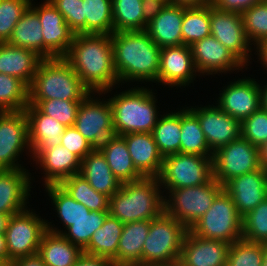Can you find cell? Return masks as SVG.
<instances>
[{
  "label": "cell",
  "instance_id": "22",
  "mask_svg": "<svg viewBox=\"0 0 267 266\" xmlns=\"http://www.w3.org/2000/svg\"><path fill=\"white\" fill-rule=\"evenodd\" d=\"M230 243L202 238L187 230L179 261L184 266H226Z\"/></svg>",
  "mask_w": 267,
  "mask_h": 266
},
{
  "label": "cell",
  "instance_id": "56",
  "mask_svg": "<svg viewBox=\"0 0 267 266\" xmlns=\"http://www.w3.org/2000/svg\"><path fill=\"white\" fill-rule=\"evenodd\" d=\"M0 258L8 265L7 242L4 233H0Z\"/></svg>",
  "mask_w": 267,
  "mask_h": 266
},
{
  "label": "cell",
  "instance_id": "29",
  "mask_svg": "<svg viewBox=\"0 0 267 266\" xmlns=\"http://www.w3.org/2000/svg\"><path fill=\"white\" fill-rule=\"evenodd\" d=\"M90 186L97 192L112 197L122 183L112 173L105 156L95 148L82 161L80 172Z\"/></svg>",
  "mask_w": 267,
  "mask_h": 266
},
{
  "label": "cell",
  "instance_id": "11",
  "mask_svg": "<svg viewBox=\"0 0 267 266\" xmlns=\"http://www.w3.org/2000/svg\"><path fill=\"white\" fill-rule=\"evenodd\" d=\"M212 167L213 177L224 186L234 177L261 169L258 147L241 136L213 152Z\"/></svg>",
  "mask_w": 267,
  "mask_h": 266
},
{
  "label": "cell",
  "instance_id": "39",
  "mask_svg": "<svg viewBox=\"0 0 267 266\" xmlns=\"http://www.w3.org/2000/svg\"><path fill=\"white\" fill-rule=\"evenodd\" d=\"M85 34H106L114 32L112 0H83Z\"/></svg>",
  "mask_w": 267,
  "mask_h": 266
},
{
  "label": "cell",
  "instance_id": "41",
  "mask_svg": "<svg viewBox=\"0 0 267 266\" xmlns=\"http://www.w3.org/2000/svg\"><path fill=\"white\" fill-rule=\"evenodd\" d=\"M45 190L48 192L50 199H52V205L55 207L53 210L58 213L59 220L65 226L64 229L71 226L72 222L85 217L86 214H90V210L69 196L59 184L46 185Z\"/></svg>",
  "mask_w": 267,
  "mask_h": 266
},
{
  "label": "cell",
  "instance_id": "32",
  "mask_svg": "<svg viewBox=\"0 0 267 266\" xmlns=\"http://www.w3.org/2000/svg\"><path fill=\"white\" fill-rule=\"evenodd\" d=\"M83 251L60 234L46 231L38 254L47 266H74Z\"/></svg>",
  "mask_w": 267,
  "mask_h": 266
},
{
  "label": "cell",
  "instance_id": "58",
  "mask_svg": "<svg viewBox=\"0 0 267 266\" xmlns=\"http://www.w3.org/2000/svg\"><path fill=\"white\" fill-rule=\"evenodd\" d=\"M260 93H261V107L264 110H267V83L263 87L260 85Z\"/></svg>",
  "mask_w": 267,
  "mask_h": 266
},
{
  "label": "cell",
  "instance_id": "6",
  "mask_svg": "<svg viewBox=\"0 0 267 266\" xmlns=\"http://www.w3.org/2000/svg\"><path fill=\"white\" fill-rule=\"evenodd\" d=\"M187 228L163 212L150 220V229L142 250V266H164L180 259Z\"/></svg>",
  "mask_w": 267,
  "mask_h": 266
},
{
  "label": "cell",
  "instance_id": "52",
  "mask_svg": "<svg viewBox=\"0 0 267 266\" xmlns=\"http://www.w3.org/2000/svg\"><path fill=\"white\" fill-rule=\"evenodd\" d=\"M74 266H115L110 259L82 253Z\"/></svg>",
  "mask_w": 267,
  "mask_h": 266
},
{
  "label": "cell",
  "instance_id": "54",
  "mask_svg": "<svg viewBox=\"0 0 267 266\" xmlns=\"http://www.w3.org/2000/svg\"><path fill=\"white\" fill-rule=\"evenodd\" d=\"M211 3V0H169V4L184 7H201Z\"/></svg>",
  "mask_w": 267,
  "mask_h": 266
},
{
  "label": "cell",
  "instance_id": "9",
  "mask_svg": "<svg viewBox=\"0 0 267 266\" xmlns=\"http://www.w3.org/2000/svg\"><path fill=\"white\" fill-rule=\"evenodd\" d=\"M213 178L212 156L176 153L163 157V165L158 179L161 189L199 186ZM163 185V186H162Z\"/></svg>",
  "mask_w": 267,
  "mask_h": 266
},
{
  "label": "cell",
  "instance_id": "27",
  "mask_svg": "<svg viewBox=\"0 0 267 266\" xmlns=\"http://www.w3.org/2000/svg\"><path fill=\"white\" fill-rule=\"evenodd\" d=\"M42 58L34 51L0 43V73L15 76L31 85Z\"/></svg>",
  "mask_w": 267,
  "mask_h": 266
},
{
  "label": "cell",
  "instance_id": "1",
  "mask_svg": "<svg viewBox=\"0 0 267 266\" xmlns=\"http://www.w3.org/2000/svg\"><path fill=\"white\" fill-rule=\"evenodd\" d=\"M63 58L82 83L99 96L109 93L119 83L114 67L111 35L74 34L69 51Z\"/></svg>",
  "mask_w": 267,
  "mask_h": 266
},
{
  "label": "cell",
  "instance_id": "21",
  "mask_svg": "<svg viewBox=\"0 0 267 266\" xmlns=\"http://www.w3.org/2000/svg\"><path fill=\"white\" fill-rule=\"evenodd\" d=\"M239 214L244 217L267 198V170L237 176L224 185Z\"/></svg>",
  "mask_w": 267,
  "mask_h": 266
},
{
  "label": "cell",
  "instance_id": "59",
  "mask_svg": "<svg viewBox=\"0 0 267 266\" xmlns=\"http://www.w3.org/2000/svg\"><path fill=\"white\" fill-rule=\"evenodd\" d=\"M11 215L0 213V233H5Z\"/></svg>",
  "mask_w": 267,
  "mask_h": 266
},
{
  "label": "cell",
  "instance_id": "13",
  "mask_svg": "<svg viewBox=\"0 0 267 266\" xmlns=\"http://www.w3.org/2000/svg\"><path fill=\"white\" fill-rule=\"evenodd\" d=\"M90 92L81 102L74 127L98 148L105 140L115 135L113 128V112L109 99H95Z\"/></svg>",
  "mask_w": 267,
  "mask_h": 266
},
{
  "label": "cell",
  "instance_id": "5",
  "mask_svg": "<svg viewBox=\"0 0 267 266\" xmlns=\"http://www.w3.org/2000/svg\"><path fill=\"white\" fill-rule=\"evenodd\" d=\"M91 91L63 57L42 59L29 86V100H83Z\"/></svg>",
  "mask_w": 267,
  "mask_h": 266
},
{
  "label": "cell",
  "instance_id": "24",
  "mask_svg": "<svg viewBox=\"0 0 267 266\" xmlns=\"http://www.w3.org/2000/svg\"><path fill=\"white\" fill-rule=\"evenodd\" d=\"M24 112L28 119L31 157L34 160L42 151L61 143L66 127L42 113L35 105L28 104Z\"/></svg>",
  "mask_w": 267,
  "mask_h": 266
},
{
  "label": "cell",
  "instance_id": "48",
  "mask_svg": "<svg viewBox=\"0 0 267 266\" xmlns=\"http://www.w3.org/2000/svg\"><path fill=\"white\" fill-rule=\"evenodd\" d=\"M241 136L256 147L267 142V110L260 107L241 122Z\"/></svg>",
  "mask_w": 267,
  "mask_h": 266
},
{
  "label": "cell",
  "instance_id": "51",
  "mask_svg": "<svg viewBox=\"0 0 267 266\" xmlns=\"http://www.w3.org/2000/svg\"><path fill=\"white\" fill-rule=\"evenodd\" d=\"M260 1L261 0H211V4L220 10L242 14L246 9L251 8Z\"/></svg>",
  "mask_w": 267,
  "mask_h": 266
},
{
  "label": "cell",
  "instance_id": "14",
  "mask_svg": "<svg viewBox=\"0 0 267 266\" xmlns=\"http://www.w3.org/2000/svg\"><path fill=\"white\" fill-rule=\"evenodd\" d=\"M210 30L212 36L229 49L245 66H249L247 63L252 55V46L246 37L240 13L220 10L210 3Z\"/></svg>",
  "mask_w": 267,
  "mask_h": 266
},
{
  "label": "cell",
  "instance_id": "38",
  "mask_svg": "<svg viewBox=\"0 0 267 266\" xmlns=\"http://www.w3.org/2000/svg\"><path fill=\"white\" fill-rule=\"evenodd\" d=\"M59 185L88 210L109 211V197L94 190L81 174H74L62 180Z\"/></svg>",
  "mask_w": 267,
  "mask_h": 266
},
{
  "label": "cell",
  "instance_id": "25",
  "mask_svg": "<svg viewBox=\"0 0 267 266\" xmlns=\"http://www.w3.org/2000/svg\"><path fill=\"white\" fill-rule=\"evenodd\" d=\"M43 170L44 186L59 184L62 180L80 172L81 159L61 144L42 151L34 160Z\"/></svg>",
  "mask_w": 267,
  "mask_h": 266
},
{
  "label": "cell",
  "instance_id": "62",
  "mask_svg": "<svg viewBox=\"0 0 267 266\" xmlns=\"http://www.w3.org/2000/svg\"><path fill=\"white\" fill-rule=\"evenodd\" d=\"M164 266H184L180 261L173 262L171 264H166Z\"/></svg>",
  "mask_w": 267,
  "mask_h": 266
},
{
  "label": "cell",
  "instance_id": "15",
  "mask_svg": "<svg viewBox=\"0 0 267 266\" xmlns=\"http://www.w3.org/2000/svg\"><path fill=\"white\" fill-rule=\"evenodd\" d=\"M32 2L30 6L36 11L42 26L44 59L64 57L72 44L74 33L49 0H44L38 6Z\"/></svg>",
  "mask_w": 267,
  "mask_h": 266
},
{
  "label": "cell",
  "instance_id": "4",
  "mask_svg": "<svg viewBox=\"0 0 267 266\" xmlns=\"http://www.w3.org/2000/svg\"><path fill=\"white\" fill-rule=\"evenodd\" d=\"M154 94L152 89L142 86L132 87L109 98L115 135L152 133L160 115Z\"/></svg>",
  "mask_w": 267,
  "mask_h": 266
},
{
  "label": "cell",
  "instance_id": "45",
  "mask_svg": "<svg viewBox=\"0 0 267 266\" xmlns=\"http://www.w3.org/2000/svg\"><path fill=\"white\" fill-rule=\"evenodd\" d=\"M263 254L264 243L242 238L230 245L226 266H262Z\"/></svg>",
  "mask_w": 267,
  "mask_h": 266
},
{
  "label": "cell",
  "instance_id": "33",
  "mask_svg": "<svg viewBox=\"0 0 267 266\" xmlns=\"http://www.w3.org/2000/svg\"><path fill=\"white\" fill-rule=\"evenodd\" d=\"M7 43L34 51L44 59L42 26L36 11L31 6L27 8L15 25Z\"/></svg>",
  "mask_w": 267,
  "mask_h": 266
},
{
  "label": "cell",
  "instance_id": "34",
  "mask_svg": "<svg viewBox=\"0 0 267 266\" xmlns=\"http://www.w3.org/2000/svg\"><path fill=\"white\" fill-rule=\"evenodd\" d=\"M123 225V222L109 214L104 224L93 233L83 253L113 261L117 256V248L123 231Z\"/></svg>",
  "mask_w": 267,
  "mask_h": 266
},
{
  "label": "cell",
  "instance_id": "36",
  "mask_svg": "<svg viewBox=\"0 0 267 266\" xmlns=\"http://www.w3.org/2000/svg\"><path fill=\"white\" fill-rule=\"evenodd\" d=\"M185 108L181 109L180 152L199 156H213L197 116L189 107Z\"/></svg>",
  "mask_w": 267,
  "mask_h": 266
},
{
  "label": "cell",
  "instance_id": "42",
  "mask_svg": "<svg viewBox=\"0 0 267 266\" xmlns=\"http://www.w3.org/2000/svg\"><path fill=\"white\" fill-rule=\"evenodd\" d=\"M29 104V86L21 79L0 73V112L24 111Z\"/></svg>",
  "mask_w": 267,
  "mask_h": 266
},
{
  "label": "cell",
  "instance_id": "43",
  "mask_svg": "<svg viewBox=\"0 0 267 266\" xmlns=\"http://www.w3.org/2000/svg\"><path fill=\"white\" fill-rule=\"evenodd\" d=\"M81 102L82 100H29V104L35 105L42 113L56 119L65 127L74 126Z\"/></svg>",
  "mask_w": 267,
  "mask_h": 266
},
{
  "label": "cell",
  "instance_id": "53",
  "mask_svg": "<svg viewBox=\"0 0 267 266\" xmlns=\"http://www.w3.org/2000/svg\"><path fill=\"white\" fill-rule=\"evenodd\" d=\"M9 266H47L42 257L36 253L34 255L17 258L10 262Z\"/></svg>",
  "mask_w": 267,
  "mask_h": 266
},
{
  "label": "cell",
  "instance_id": "2",
  "mask_svg": "<svg viewBox=\"0 0 267 266\" xmlns=\"http://www.w3.org/2000/svg\"><path fill=\"white\" fill-rule=\"evenodd\" d=\"M111 43L118 85L130 81L158 84L161 48L145 31L113 32Z\"/></svg>",
  "mask_w": 267,
  "mask_h": 266
},
{
  "label": "cell",
  "instance_id": "31",
  "mask_svg": "<svg viewBox=\"0 0 267 266\" xmlns=\"http://www.w3.org/2000/svg\"><path fill=\"white\" fill-rule=\"evenodd\" d=\"M150 11L144 0H112L114 32L145 31Z\"/></svg>",
  "mask_w": 267,
  "mask_h": 266
},
{
  "label": "cell",
  "instance_id": "30",
  "mask_svg": "<svg viewBox=\"0 0 267 266\" xmlns=\"http://www.w3.org/2000/svg\"><path fill=\"white\" fill-rule=\"evenodd\" d=\"M98 149L105 156L112 173L121 183L136 181L143 178L136 170L125 139L122 136H111L109 139L105 140Z\"/></svg>",
  "mask_w": 267,
  "mask_h": 266
},
{
  "label": "cell",
  "instance_id": "37",
  "mask_svg": "<svg viewBox=\"0 0 267 266\" xmlns=\"http://www.w3.org/2000/svg\"><path fill=\"white\" fill-rule=\"evenodd\" d=\"M159 153L165 157L180 152L181 109L160 115L152 131Z\"/></svg>",
  "mask_w": 267,
  "mask_h": 266
},
{
  "label": "cell",
  "instance_id": "60",
  "mask_svg": "<svg viewBox=\"0 0 267 266\" xmlns=\"http://www.w3.org/2000/svg\"><path fill=\"white\" fill-rule=\"evenodd\" d=\"M144 2L148 4L151 8L169 4V0H144Z\"/></svg>",
  "mask_w": 267,
  "mask_h": 266
},
{
  "label": "cell",
  "instance_id": "46",
  "mask_svg": "<svg viewBox=\"0 0 267 266\" xmlns=\"http://www.w3.org/2000/svg\"><path fill=\"white\" fill-rule=\"evenodd\" d=\"M242 238L267 244V198L243 217Z\"/></svg>",
  "mask_w": 267,
  "mask_h": 266
},
{
  "label": "cell",
  "instance_id": "10",
  "mask_svg": "<svg viewBox=\"0 0 267 266\" xmlns=\"http://www.w3.org/2000/svg\"><path fill=\"white\" fill-rule=\"evenodd\" d=\"M32 210L25 209L11 215L5 231L8 265L11 261L38 253L41 238L46 230V220Z\"/></svg>",
  "mask_w": 267,
  "mask_h": 266
},
{
  "label": "cell",
  "instance_id": "23",
  "mask_svg": "<svg viewBox=\"0 0 267 266\" xmlns=\"http://www.w3.org/2000/svg\"><path fill=\"white\" fill-rule=\"evenodd\" d=\"M27 169L0 170V213L13 215L27 208L31 175Z\"/></svg>",
  "mask_w": 267,
  "mask_h": 266
},
{
  "label": "cell",
  "instance_id": "7",
  "mask_svg": "<svg viewBox=\"0 0 267 266\" xmlns=\"http://www.w3.org/2000/svg\"><path fill=\"white\" fill-rule=\"evenodd\" d=\"M223 189L224 186L213 177L206 184L166 191L169 196L164 195V212L190 230Z\"/></svg>",
  "mask_w": 267,
  "mask_h": 266
},
{
  "label": "cell",
  "instance_id": "61",
  "mask_svg": "<svg viewBox=\"0 0 267 266\" xmlns=\"http://www.w3.org/2000/svg\"><path fill=\"white\" fill-rule=\"evenodd\" d=\"M262 266H267V244H264V254L262 260Z\"/></svg>",
  "mask_w": 267,
  "mask_h": 266
},
{
  "label": "cell",
  "instance_id": "63",
  "mask_svg": "<svg viewBox=\"0 0 267 266\" xmlns=\"http://www.w3.org/2000/svg\"><path fill=\"white\" fill-rule=\"evenodd\" d=\"M0 266H8V265L0 258Z\"/></svg>",
  "mask_w": 267,
  "mask_h": 266
},
{
  "label": "cell",
  "instance_id": "57",
  "mask_svg": "<svg viewBox=\"0 0 267 266\" xmlns=\"http://www.w3.org/2000/svg\"><path fill=\"white\" fill-rule=\"evenodd\" d=\"M259 161L261 168L267 170V142L262 144L259 148Z\"/></svg>",
  "mask_w": 267,
  "mask_h": 266
},
{
  "label": "cell",
  "instance_id": "20",
  "mask_svg": "<svg viewBox=\"0 0 267 266\" xmlns=\"http://www.w3.org/2000/svg\"><path fill=\"white\" fill-rule=\"evenodd\" d=\"M197 73L190 46L161 48L158 83L168 87H188L194 82Z\"/></svg>",
  "mask_w": 267,
  "mask_h": 266
},
{
  "label": "cell",
  "instance_id": "55",
  "mask_svg": "<svg viewBox=\"0 0 267 266\" xmlns=\"http://www.w3.org/2000/svg\"><path fill=\"white\" fill-rule=\"evenodd\" d=\"M254 48H256V52L258 55V61L261 60V64L263 65L264 69L267 70V39L259 42Z\"/></svg>",
  "mask_w": 267,
  "mask_h": 266
},
{
  "label": "cell",
  "instance_id": "49",
  "mask_svg": "<svg viewBox=\"0 0 267 266\" xmlns=\"http://www.w3.org/2000/svg\"><path fill=\"white\" fill-rule=\"evenodd\" d=\"M62 14L74 34H85L83 0H49Z\"/></svg>",
  "mask_w": 267,
  "mask_h": 266
},
{
  "label": "cell",
  "instance_id": "47",
  "mask_svg": "<svg viewBox=\"0 0 267 266\" xmlns=\"http://www.w3.org/2000/svg\"><path fill=\"white\" fill-rule=\"evenodd\" d=\"M32 0H0V43L9 41L13 29Z\"/></svg>",
  "mask_w": 267,
  "mask_h": 266
},
{
  "label": "cell",
  "instance_id": "44",
  "mask_svg": "<svg viewBox=\"0 0 267 266\" xmlns=\"http://www.w3.org/2000/svg\"><path fill=\"white\" fill-rule=\"evenodd\" d=\"M241 15L245 34L251 45L256 46L267 39V0H261Z\"/></svg>",
  "mask_w": 267,
  "mask_h": 266
},
{
  "label": "cell",
  "instance_id": "19",
  "mask_svg": "<svg viewBox=\"0 0 267 266\" xmlns=\"http://www.w3.org/2000/svg\"><path fill=\"white\" fill-rule=\"evenodd\" d=\"M184 8L173 4L151 8L145 32L160 48L184 45L181 31Z\"/></svg>",
  "mask_w": 267,
  "mask_h": 266
},
{
  "label": "cell",
  "instance_id": "26",
  "mask_svg": "<svg viewBox=\"0 0 267 266\" xmlns=\"http://www.w3.org/2000/svg\"><path fill=\"white\" fill-rule=\"evenodd\" d=\"M136 170L143 177H155L161 173L163 156L159 153L152 133L122 135Z\"/></svg>",
  "mask_w": 267,
  "mask_h": 266
},
{
  "label": "cell",
  "instance_id": "12",
  "mask_svg": "<svg viewBox=\"0 0 267 266\" xmlns=\"http://www.w3.org/2000/svg\"><path fill=\"white\" fill-rule=\"evenodd\" d=\"M32 151L29 143L28 119L24 111L0 112V170L26 169L18 162L21 153ZM22 165V166H21Z\"/></svg>",
  "mask_w": 267,
  "mask_h": 266
},
{
  "label": "cell",
  "instance_id": "3",
  "mask_svg": "<svg viewBox=\"0 0 267 266\" xmlns=\"http://www.w3.org/2000/svg\"><path fill=\"white\" fill-rule=\"evenodd\" d=\"M155 177L122 183L109 198V214L125 223L153 220L164 212V191Z\"/></svg>",
  "mask_w": 267,
  "mask_h": 266
},
{
  "label": "cell",
  "instance_id": "17",
  "mask_svg": "<svg viewBox=\"0 0 267 266\" xmlns=\"http://www.w3.org/2000/svg\"><path fill=\"white\" fill-rule=\"evenodd\" d=\"M199 76L242 70L245 65L214 36L209 35L191 46Z\"/></svg>",
  "mask_w": 267,
  "mask_h": 266
},
{
  "label": "cell",
  "instance_id": "40",
  "mask_svg": "<svg viewBox=\"0 0 267 266\" xmlns=\"http://www.w3.org/2000/svg\"><path fill=\"white\" fill-rule=\"evenodd\" d=\"M181 31L183 44L187 46L211 35L210 4L201 7H185Z\"/></svg>",
  "mask_w": 267,
  "mask_h": 266
},
{
  "label": "cell",
  "instance_id": "50",
  "mask_svg": "<svg viewBox=\"0 0 267 266\" xmlns=\"http://www.w3.org/2000/svg\"><path fill=\"white\" fill-rule=\"evenodd\" d=\"M60 144L77 155L81 160L95 149L74 126L66 127L61 136Z\"/></svg>",
  "mask_w": 267,
  "mask_h": 266
},
{
  "label": "cell",
  "instance_id": "35",
  "mask_svg": "<svg viewBox=\"0 0 267 266\" xmlns=\"http://www.w3.org/2000/svg\"><path fill=\"white\" fill-rule=\"evenodd\" d=\"M108 215L109 211H91L85 217L72 222V225L66 229L67 231L54 227L50 221L46 220V230L62 235L83 251L88 246L93 233L104 224Z\"/></svg>",
  "mask_w": 267,
  "mask_h": 266
},
{
  "label": "cell",
  "instance_id": "16",
  "mask_svg": "<svg viewBox=\"0 0 267 266\" xmlns=\"http://www.w3.org/2000/svg\"><path fill=\"white\" fill-rule=\"evenodd\" d=\"M190 107L200 122L212 152L241 137V121L223 112L217 105Z\"/></svg>",
  "mask_w": 267,
  "mask_h": 266
},
{
  "label": "cell",
  "instance_id": "28",
  "mask_svg": "<svg viewBox=\"0 0 267 266\" xmlns=\"http://www.w3.org/2000/svg\"><path fill=\"white\" fill-rule=\"evenodd\" d=\"M150 221L125 223L119 239L115 266H142V250L149 233Z\"/></svg>",
  "mask_w": 267,
  "mask_h": 266
},
{
  "label": "cell",
  "instance_id": "18",
  "mask_svg": "<svg viewBox=\"0 0 267 266\" xmlns=\"http://www.w3.org/2000/svg\"><path fill=\"white\" fill-rule=\"evenodd\" d=\"M255 80L248 77L229 82L220 91L215 105L242 122L261 107L260 84Z\"/></svg>",
  "mask_w": 267,
  "mask_h": 266
},
{
  "label": "cell",
  "instance_id": "8",
  "mask_svg": "<svg viewBox=\"0 0 267 266\" xmlns=\"http://www.w3.org/2000/svg\"><path fill=\"white\" fill-rule=\"evenodd\" d=\"M243 217L239 214L232 198L223 189L213 201L210 209L190 231L202 238L232 244L242 239Z\"/></svg>",
  "mask_w": 267,
  "mask_h": 266
}]
</instances>
